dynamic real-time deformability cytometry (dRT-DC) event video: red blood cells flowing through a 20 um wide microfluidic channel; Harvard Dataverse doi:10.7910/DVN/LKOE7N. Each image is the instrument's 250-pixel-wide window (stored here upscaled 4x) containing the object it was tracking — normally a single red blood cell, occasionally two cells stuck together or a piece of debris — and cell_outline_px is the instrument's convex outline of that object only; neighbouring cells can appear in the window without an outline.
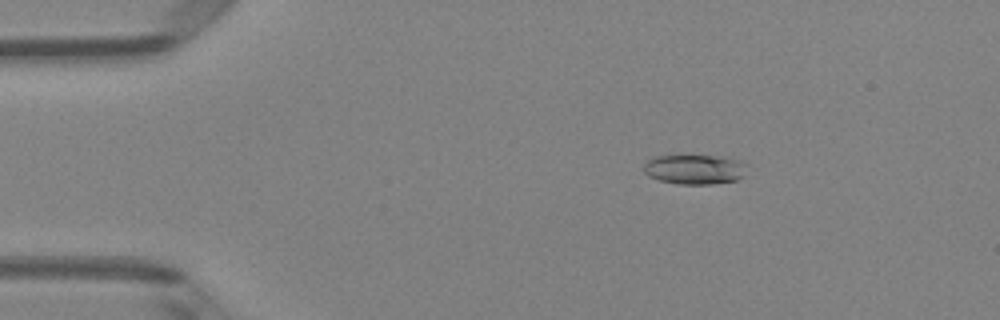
{"species": "Egyptian fruit bat (a non-hibernating species)", "species_latin": "Rousettus aegyptiacus", "temperature_condition": "room temperature", "stored_images_in_passage": 51, "camera_frame_rate_fps": 3000, "um_per_image_px": 0.085, "animal": {"sex": "female"}, "frame": {"image": 1, "passage_image": 9, "time_ms": 2.667, "image_size_px": [1000, 320], "cell_outline_px": [[744, 176], [736, 180], [712, 184], [676, 184], [660, 180], [648, 176], [644, 172], [644, 164], [652, 156], [680, 152], [720, 156], [740, 160], [744, 164]], "centroid_in_image_um": [58.97, 14.33], "position_along_channel_um": 26.0, "area_um2": 18.79}}
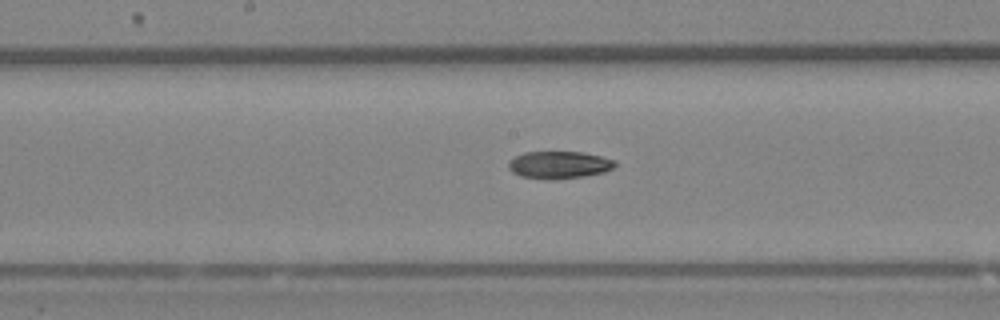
{"frame": {"image": 2, "passage_image": 27, "time_ms": 8.667, "image_size_px": [1000, 320], "cell_outline_px": [[616, 164], [612, 168], [604, 172], [584, 176], [556, 180], [548, 180], [520, 176], [512, 172], [508, 168], [508, 160], [524, 152], [580, 152], [600, 156], [616, 160]], "centroid_in_image_um": [47.49, 14.02], "position_along_channel_um": 200.7, "area_um2": 17.11}}
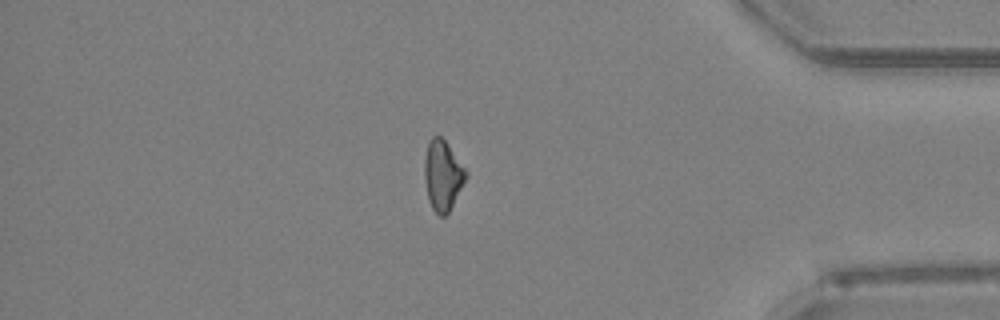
{"frame": {"image": 3, "passage_image": 44, "time_ms": 14.333, "image_size_px": [1000, 320], "cell_outline_px": [[468, 176], [448, 212], [444, 216], [440, 216], [432, 208], [428, 200], [424, 180], [424, 160], [428, 144], [432, 136], [440, 136], [448, 144], [468, 172]], "centroid_in_image_um": [37.62, 14.9], "position_along_channel_um": 397.6, "area_um2": 16.88}}